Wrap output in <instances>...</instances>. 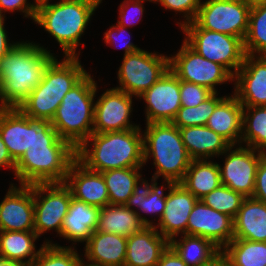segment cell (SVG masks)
Here are the masks:
<instances>
[{"label": "cell", "instance_id": "obj_37", "mask_svg": "<svg viewBox=\"0 0 266 266\" xmlns=\"http://www.w3.org/2000/svg\"><path fill=\"white\" fill-rule=\"evenodd\" d=\"M74 248L75 245L61 247L47 240L30 266H80L83 259Z\"/></svg>", "mask_w": 266, "mask_h": 266}, {"label": "cell", "instance_id": "obj_45", "mask_svg": "<svg viewBox=\"0 0 266 266\" xmlns=\"http://www.w3.org/2000/svg\"><path fill=\"white\" fill-rule=\"evenodd\" d=\"M253 198L266 203V154L261 158L256 172Z\"/></svg>", "mask_w": 266, "mask_h": 266}, {"label": "cell", "instance_id": "obj_22", "mask_svg": "<svg viewBox=\"0 0 266 266\" xmlns=\"http://www.w3.org/2000/svg\"><path fill=\"white\" fill-rule=\"evenodd\" d=\"M169 245L170 241L154 226H145L127 237L124 266H156Z\"/></svg>", "mask_w": 266, "mask_h": 266}, {"label": "cell", "instance_id": "obj_32", "mask_svg": "<svg viewBox=\"0 0 266 266\" xmlns=\"http://www.w3.org/2000/svg\"><path fill=\"white\" fill-rule=\"evenodd\" d=\"M141 178L136 182L133 194L128 198L125 206L133 211H135L133 207H137L141 212L157 214L159 221L165 210L166 195L164 189L167 188H164L163 185L158 187L154 177H152L151 183Z\"/></svg>", "mask_w": 266, "mask_h": 266}, {"label": "cell", "instance_id": "obj_15", "mask_svg": "<svg viewBox=\"0 0 266 266\" xmlns=\"http://www.w3.org/2000/svg\"><path fill=\"white\" fill-rule=\"evenodd\" d=\"M138 98L146 102V124L172 122L181 108L180 80L168 69Z\"/></svg>", "mask_w": 266, "mask_h": 266}, {"label": "cell", "instance_id": "obj_23", "mask_svg": "<svg viewBox=\"0 0 266 266\" xmlns=\"http://www.w3.org/2000/svg\"><path fill=\"white\" fill-rule=\"evenodd\" d=\"M127 237L95 231L86 242L85 259L93 266H124Z\"/></svg>", "mask_w": 266, "mask_h": 266}, {"label": "cell", "instance_id": "obj_18", "mask_svg": "<svg viewBox=\"0 0 266 266\" xmlns=\"http://www.w3.org/2000/svg\"><path fill=\"white\" fill-rule=\"evenodd\" d=\"M234 81V95L243 107L266 106V56L246 54Z\"/></svg>", "mask_w": 266, "mask_h": 266}, {"label": "cell", "instance_id": "obj_25", "mask_svg": "<svg viewBox=\"0 0 266 266\" xmlns=\"http://www.w3.org/2000/svg\"><path fill=\"white\" fill-rule=\"evenodd\" d=\"M155 224L142 217L140 212L127 208L125 205H111L101 207L96 231L118 234L129 237L140 232L145 226Z\"/></svg>", "mask_w": 266, "mask_h": 266}, {"label": "cell", "instance_id": "obj_36", "mask_svg": "<svg viewBox=\"0 0 266 266\" xmlns=\"http://www.w3.org/2000/svg\"><path fill=\"white\" fill-rule=\"evenodd\" d=\"M266 153V106L243 107L241 143Z\"/></svg>", "mask_w": 266, "mask_h": 266}, {"label": "cell", "instance_id": "obj_24", "mask_svg": "<svg viewBox=\"0 0 266 266\" xmlns=\"http://www.w3.org/2000/svg\"><path fill=\"white\" fill-rule=\"evenodd\" d=\"M100 208L72 197L64 217L60 236L66 240L87 242L97 230Z\"/></svg>", "mask_w": 266, "mask_h": 266}, {"label": "cell", "instance_id": "obj_50", "mask_svg": "<svg viewBox=\"0 0 266 266\" xmlns=\"http://www.w3.org/2000/svg\"><path fill=\"white\" fill-rule=\"evenodd\" d=\"M0 266H29L23 262L0 258Z\"/></svg>", "mask_w": 266, "mask_h": 266}, {"label": "cell", "instance_id": "obj_4", "mask_svg": "<svg viewBox=\"0 0 266 266\" xmlns=\"http://www.w3.org/2000/svg\"><path fill=\"white\" fill-rule=\"evenodd\" d=\"M87 73L79 56H64L62 61L55 57L45 69L42 81L18 108L31 119L51 121L65 94Z\"/></svg>", "mask_w": 266, "mask_h": 266}, {"label": "cell", "instance_id": "obj_43", "mask_svg": "<svg viewBox=\"0 0 266 266\" xmlns=\"http://www.w3.org/2000/svg\"><path fill=\"white\" fill-rule=\"evenodd\" d=\"M37 7L32 2L28 3L27 0H0V16L4 17L3 12H14L15 10L24 13L25 17L35 19Z\"/></svg>", "mask_w": 266, "mask_h": 266}, {"label": "cell", "instance_id": "obj_21", "mask_svg": "<svg viewBox=\"0 0 266 266\" xmlns=\"http://www.w3.org/2000/svg\"><path fill=\"white\" fill-rule=\"evenodd\" d=\"M64 184L76 200L99 208L109 204L107 186L102 173L87 169L77 159L71 163Z\"/></svg>", "mask_w": 266, "mask_h": 266}, {"label": "cell", "instance_id": "obj_39", "mask_svg": "<svg viewBox=\"0 0 266 266\" xmlns=\"http://www.w3.org/2000/svg\"><path fill=\"white\" fill-rule=\"evenodd\" d=\"M244 198L241 193L235 192L231 188L221 184L209 194L202 197L201 200L205 205L234 219Z\"/></svg>", "mask_w": 266, "mask_h": 266}, {"label": "cell", "instance_id": "obj_26", "mask_svg": "<svg viewBox=\"0 0 266 266\" xmlns=\"http://www.w3.org/2000/svg\"><path fill=\"white\" fill-rule=\"evenodd\" d=\"M233 223V239L266 242V203L245 197Z\"/></svg>", "mask_w": 266, "mask_h": 266}, {"label": "cell", "instance_id": "obj_28", "mask_svg": "<svg viewBox=\"0 0 266 266\" xmlns=\"http://www.w3.org/2000/svg\"><path fill=\"white\" fill-rule=\"evenodd\" d=\"M184 146L192 160L222 155L231 144L220 134L204 126L179 128Z\"/></svg>", "mask_w": 266, "mask_h": 266}, {"label": "cell", "instance_id": "obj_12", "mask_svg": "<svg viewBox=\"0 0 266 266\" xmlns=\"http://www.w3.org/2000/svg\"><path fill=\"white\" fill-rule=\"evenodd\" d=\"M33 195L34 231L37 236L52 229L60 236L72 199L70 189L64 183H36L33 184Z\"/></svg>", "mask_w": 266, "mask_h": 266}, {"label": "cell", "instance_id": "obj_48", "mask_svg": "<svg viewBox=\"0 0 266 266\" xmlns=\"http://www.w3.org/2000/svg\"><path fill=\"white\" fill-rule=\"evenodd\" d=\"M15 164L16 162L12 159L8 148L6 147L0 135V168L7 167L12 169L15 173Z\"/></svg>", "mask_w": 266, "mask_h": 266}, {"label": "cell", "instance_id": "obj_5", "mask_svg": "<svg viewBox=\"0 0 266 266\" xmlns=\"http://www.w3.org/2000/svg\"><path fill=\"white\" fill-rule=\"evenodd\" d=\"M102 0H60L37 6L34 22L56 39L65 57H76L81 35Z\"/></svg>", "mask_w": 266, "mask_h": 266}, {"label": "cell", "instance_id": "obj_17", "mask_svg": "<svg viewBox=\"0 0 266 266\" xmlns=\"http://www.w3.org/2000/svg\"><path fill=\"white\" fill-rule=\"evenodd\" d=\"M0 203V231H34L33 184H10Z\"/></svg>", "mask_w": 266, "mask_h": 266}, {"label": "cell", "instance_id": "obj_10", "mask_svg": "<svg viewBox=\"0 0 266 266\" xmlns=\"http://www.w3.org/2000/svg\"><path fill=\"white\" fill-rule=\"evenodd\" d=\"M251 6L246 0H206L201 2L194 21L203 29L244 40Z\"/></svg>", "mask_w": 266, "mask_h": 266}, {"label": "cell", "instance_id": "obj_46", "mask_svg": "<svg viewBox=\"0 0 266 266\" xmlns=\"http://www.w3.org/2000/svg\"><path fill=\"white\" fill-rule=\"evenodd\" d=\"M156 266H188L169 245L163 252Z\"/></svg>", "mask_w": 266, "mask_h": 266}, {"label": "cell", "instance_id": "obj_31", "mask_svg": "<svg viewBox=\"0 0 266 266\" xmlns=\"http://www.w3.org/2000/svg\"><path fill=\"white\" fill-rule=\"evenodd\" d=\"M170 246L188 266H205L221 251L209 239L186 234L172 238Z\"/></svg>", "mask_w": 266, "mask_h": 266}, {"label": "cell", "instance_id": "obj_29", "mask_svg": "<svg viewBox=\"0 0 266 266\" xmlns=\"http://www.w3.org/2000/svg\"><path fill=\"white\" fill-rule=\"evenodd\" d=\"M180 183L201 199L222 184L218 163L207 159L192 160Z\"/></svg>", "mask_w": 266, "mask_h": 266}, {"label": "cell", "instance_id": "obj_30", "mask_svg": "<svg viewBox=\"0 0 266 266\" xmlns=\"http://www.w3.org/2000/svg\"><path fill=\"white\" fill-rule=\"evenodd\" d=\"M38 238L35 231H0V258L30 266L41 249L36 251L34 242Z\"/></svg>", "mask_w": 266, "mask_h": 266}, {"label": "cell", "instance_id": "obj_44", "mask_svg": "<svg viewBox=\"0 0 266 266\" xmlns=\"http://www.w3.org/2000/svg\"><path fill=\"white\" fill-rule=\"evenodd\" d=\"M127 33H129V32H127V29H126V27H124V26H121V25H119V24H117V25H112L111 27H110V29L107 31V32H105L104 33V40H105V43L108 45V44H117V42L116 41H118V37H120V36H123V35H126ZM128 36V35H127ZM121 39V38H120ZM127 39H128V37H127ZM118 44H119V42H118ZM121 44V43H120ZM124 45H123V47L122 48H124V56H126L127 54H130V53H133V52H135V51H138V50H140V48H138L137 47V45H134L131 41H130V39H129V41L128 40H126L124 43H123ZM122 45V44H121Z\"/></svg>", "mask_w": 266, "mask_h": 266}, {"label": "cell", "instance_id": "obj_6", "mask_svg": "<svg viewBox=\"0 0 266 266\" xmlns=\"http://www.w3.org/2000/svg\"><path fill=\"white\" fill-rule=\"evenodd\" d=\"M144 165L153 157L156 172L153 177L160 176L166 182L180 183L192 159L181 138L179 128L171 122L146 124L143 132Z\"/></svg>", "mask_w": 266, "mask_h": 266}, {"label": "cell", "instance_id": "obj_40", "mask_svg": "<svg viewBox=\"0 0 266 266\" xmlns=\"http://www.w3.org/2000/svg\"><path fill=\"white\" fill-rule=\"evenodd\" d=\"M214 92L209 88L180 80L181 106L195 107L210 97Z\"/></svg>", "mask_w": 266, "mask_h": 266}, {"label": "cell", "instance_id": "obj_49", "mask_svg": "<svg viewBox=\"0 0 266 266\" xmlns=\"http://www.w3.org/2000/svg\"><path fill=\"white\" fill-rule=\"evenodd\" d=\"M205 266H232L230 260L225 254L220 251L207 265Z\"/></svg>", "mask_w": 266, "mask_h": 266}, {"label": "cell", "instance_id": "obj_47", "mask_svg": "<svg viewBox=\"0 0 266 266\" xmlns=\"http://www.w3.org/2000/svg\"><path fill=\"white\" fill-rule=\"evenodd\" d=\"M6 16L2 17L0 16V59L8 53L15 45L18 44V42H12L9 43L7 31L5 30V18Z\"/></svg>", "mask_w": 266, "mask_h": 266}, {"label": "cell", "instance_id": "obj_9", "mask_svg": "<svg viewBox=\"0 0 266 266\" xmlns=\"http://www.w3.org/2000/svg\"><path fill=\"white\" fill-rule=\"evenodd\" d=\"M168 69V56L140 49L123 56V62L117 73L119 86L116 88L130 96L139 97Z\"/></svg>", "mask_w": 266, "mask_h": 266}, {"label": "cell", "instance_id": "obj_20", "mask_svg": "<svg viewBox=\"0 0 266 266\" xmlns=\"http://www.w3.org/2000/svg\"><path fill=\"white\" fill-rule=\"evenodd\" d=\"M35 133V119L18 107H0V135L15 162L34 145Z\"/></svg>", "mask_w": 266, "mask_h": 266}, {"label": "cell", "instance_id": "obj_34", "mask_svg": "<svg viewBox=\"0 0 266 266\" xmlns=\"http://www.w3.org/2000/svg\"><path fill=\"white\" fill-rule=\"evenodd\" d=\"M221 251L232 266H266V242L232 239Z\"/></svg>", "mask_w": 266, "mask_h": 266}, {"label": "cell", "instance_id": "obj_35", "mask_svg": "<svg viewBox=\"0 0 266 266\" xmlns=\"http://www.w3.org/2000/svg\"><path fill=\"white\" fill-rule=\"evenodd\" d=\"M243 45L246 54L266 56V1L252 3Z\"/></svg>", "mask_w": 266, "mask_h": 266}, {"label": "cell", "instance_id": "obj_53", "mask_svg": "<svg viewBox=\"0 0 266 266\" xmlns=\"http://www.w3.org/2000/svg\"><path fill=\"white\" fill-rule=\"evenodd\" d=\"M87 262H85L84 260H83V262L81 263V265L80 266H93V265H89V264H86Z\"/></svg>", "mask_w": 266, "mask_h": 266}, {"label": "cell", "instance_id": "obj_41", "mask_svg": "<svg viewBox=\"0 0 266 266\" xmlns=\"http://www.w3.org/2000/svg\"><path fill=\"white\" fill-rule=\"evenodd\" d=\"M165 9L184 13L185 21L178 23L180 27L193 22L198 14L201 0H158Z\"/></svg>", "mask_w": 266, "mask_h": 266}, {"label": "cell", "instance_id": "obj_7", "mask_svg": "<svg viewBox=\"0 0 266 266\" xmlns=\"http://www.w3.org/2000/svg\"><path fill=\"white\" fill-rule=\"evenodd\" d=\"M97 90V83L87 73L65 94L51 120L59 137L75 149L93 133L94 97Z\"/></svg>", "mask_w": 266, "mask_h": 266}, {"label": "cell", "instance_id": "obj_54", "mask_svg": "<svg viewBox=\"0 0 266 266\" xmlns=\"http://www.w3.org/2000/svg\"><path fill=\"white\" fill-rule=\"evenodd\" d=\"M145 1H150V2H155V3H157L158 0H145Z\"/></svg>", "mask_w": 266, "mask_h": 266}, {"label": "cell", "instance_id": "obj_42", "mask_svg": "<svg viewBox=\"0 0 266 266\" xmlns=\"http://www.w3.org/2000/svg\"><path fill=\"white\" fill-rule=\"evenodd\" d=\"M145 0H125L119 6V19L117 24L130 27L133 26L137 21L143 17L144 6L143 2ZM131 8V9H130ZM133 16V17H132ZM138 18V19H137ZM135 19V20H134Z\"/></svg>", "mask_w": 266, "mask_h": 266}, {"label": "cell", "instance_id": "obj_14", "mask_svg": "<svg viewBox=\"0 0 266 266\" xmlns=\"http://www.w3.org/2000/svg\"><path fill=\"white\" fill-rule=\"evenodd\" d=\"M132 97L117 88L107 89L95 102L93 133L124 131L140 127L131 124Z\"/></svg>", "mask_w": 266, "mask_h": 266}, {"label": "cell", "instance_id": "obj_3", "mask_svg": "<svg viewBox=\"0 0 266 266\" xmlns=\"http://www.w3.org/2000/svg\"><path fill=\"white\" fill-rule=\"evenodd\" d=\"M89 145L93 146L91 150ZM76 159L87 169L95 172L143 167L144 148L141 128L92 133L76 149Z\"/></svg>", "mask_w": 266, "mask_h": 266}, {"label": "cell", "instance_id": "obj_27", "mask_svg": "<svg viewBox=\"0 0 266 266\" xmlns=\"http://www.w3.org/2000/svg\"><path fill=\"white\" fill-rule=\"evenodd\" d=\"M243 106L235 95L226 96L208 118L206 126L224 137L231 145H239L242 137Z\"/></svg>", "mask_w": 266, "mask_h": 266}, {"label": "cell", "instance_id": "obj_11", "mask_svg": "<svg viewBox=\"0 0 266 266\" xmlns=\"http://www.w3.org/2000/svg\"><path fill=\"white\" fill-rule=\"evenodd\" d=\"M169 69L179 80L205 86L214 93L216 85L234 82V76L224 66L205 59L185 41L176 55L169 57Z\"/></svg>", "mask_w": 266, "mask_h": 266}, {"label": "cell", "instance_id": "obj_38", "mask_svg": "<svg viewBox=\"0 0 266 266\" xmlns=\"http://www.w3.org/2000/svg\"><path fill=\"white\" fill-rule=\"evenodd\" d=\"M218 94L213 93L195 107L181 106L171 123L178 128L206 125L216 106L226 97H218Z\"/></svg>", "mask_w": 266, "mask_h": 266}, {"label": "cell", "instance_id": "obj_51", "mask_svg": "<svg viewBox=\"0 0 266 266\" xmlns=\"http://www.w3.org/2000/svg\"><path fill=\"white\" fill-rule=\"evenodd\" d=\"M47 2H49V0H35L34 4L37 7V6L42 5L44 3H47Z\"/></svg>", "mask_w": 266, "mask_h": 266}, {"label": "cell", "instance_id": "obj_16", "mask_svg": "<svg viewBox=\"0 0 266 266\" xmlns=\"http://www.w3.org/2000/svg\"><path fill=\"white\" fill-rule=\"evenodd\" d=\"M186 235L209 239L222 250L234 237L233 218L198 199L189 215Z\"/></svg>", "mask_w": 266, "mask_h": 266}, {"label": "cell", "instance_id": "obj_52", "mask_svg": "<svg viewBox=\"0 0 266 266\" xmlns=\"http://www.w3.org/2000/svg\"><path fill=\"white\" fill-rule=\"evenodd\" d=\"M246 1H249L252 4V3H255V2L266 1V0H246Z\"/></svg>", "mask_w": 266, "mask_h": 266}, {"label": "cell", "instance_id": "obj_1", "mask_svg": "<svg viewBox=\"0 0 266 266\" xmlns=\"http://www.w3.org/2000/svg\"><path fill=\"white\" fill-rule=\"evenodd\" d=\"M35 142L15 164L19 184L64 183L76 149L59 137L50 120L35 119Z\"/></svg>", "mask_w": 266, "mask_h": 266}, {"label": "cell", "instance_id": "obj_2", "mask_svg": "<svg viewBox=\"0 0 266 266\" xmlns=\"http://www.w3.org/2000/svg\"><path fill=\"white\" fill-rule=\"evenodd\" d=\"M54 58L39 44L18 42L0 59V107H19L42 81Z\"/></svg>", "mask_w": 266, "mask_h": 266}, {"label": "cell", "instance_id": "obj_19", "mask_svg": "<svg viewBox=\"0 0 266 266\" xmlns=\"http://www.w3.org/2000/svg\"><path fill=\"white\" fill-rule=\"evenodd\" d=\"M168 194L164 214L154 227L169 241L186 234L189 215L197 202V198L189 192L181 183L166 182Z\"/></svg>", "mask_w": 266, "mask_h": 266}, {"label": "cell", "instance_id": "obj_8", "mask_svg": "<svg viewBox=\"0 0 266 266\" xmlns=\"http://www.w3.org/2000/svg\"><path fill=\"white\" fill-rule=\"evenodd\" d=\"M180 29L185 33L184 41L194 51L205 59L224 66L235 76L246 55L241 38L203 29L195 21Z\"/></svg>", "mask_w": 266, "mask_h": 266}, {"label": "cell", "instance_id": "obj_33", "mask_svg": "<svg viewBox=\"0 0 266 266\" xmlns=\"http://www.w3.org/2000/svg\"><path fill=\"white\" fill-rule=\"evenodd\" d=\"M141 168L129 167L101 172L106 182L109 204L125 205L142 176L139 171Z\"/></svg>", "mask_w": 266, "mask_h": 266}, {"label": "cell", "instance_id": "obj_13", "mask_svg": "<svg viewBox=\"0 0 266 266\" xmlns=\"http://www.w3.org/2000/svg\"><path fill=\"white\" fill-rule=\"evenodd\" d=\"M242 146L239 145L235 148V145H231L222 154L225 155L224 166L218 164L221 183L235 192L241 193L244 197H252L257 168L261 158L266 153L248 146Z\"/></svg>", "mask_w": 266, "mask_h": 266}]
</instances>
